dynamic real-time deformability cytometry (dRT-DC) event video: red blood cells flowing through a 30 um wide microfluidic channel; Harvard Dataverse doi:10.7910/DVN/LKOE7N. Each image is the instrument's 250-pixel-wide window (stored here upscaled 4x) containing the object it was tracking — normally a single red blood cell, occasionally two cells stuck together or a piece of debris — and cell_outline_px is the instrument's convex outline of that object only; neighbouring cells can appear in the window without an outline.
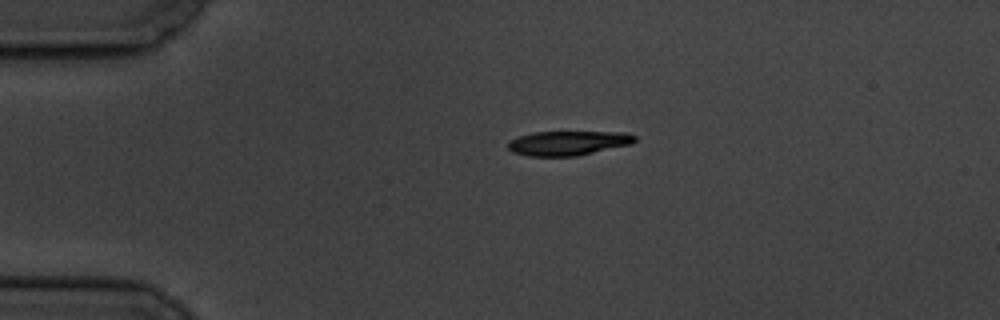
{"species": "common noctule bat (a hibernating species)", "species_latin": "Nyctalus noctula", "temperature_condition": "cold", "stored_images_in_passage": 2, "camera_frame_rate_fps": 3000, "um_per_image_px": 0.085, "animal": {"sex": "male", "body_mass_g": 19.5, "forearm_length_mm": 54.6}, "frame": {"image": 1, "passage_image": 1, "time_ms": 0.0, "image_size_px": [1000, 320], "cell_outline_px": [[636, 140], [632, 144], [576, 156], [528, 156], [512, 152], [508, 148], [508, 140], [520, 136], [536, 132], [628, 132], [636, 136]], "centroid_in_image_um": [48.3, 12.16], "position_along_channel_um": 36.7, "area_um2": 18.09}}